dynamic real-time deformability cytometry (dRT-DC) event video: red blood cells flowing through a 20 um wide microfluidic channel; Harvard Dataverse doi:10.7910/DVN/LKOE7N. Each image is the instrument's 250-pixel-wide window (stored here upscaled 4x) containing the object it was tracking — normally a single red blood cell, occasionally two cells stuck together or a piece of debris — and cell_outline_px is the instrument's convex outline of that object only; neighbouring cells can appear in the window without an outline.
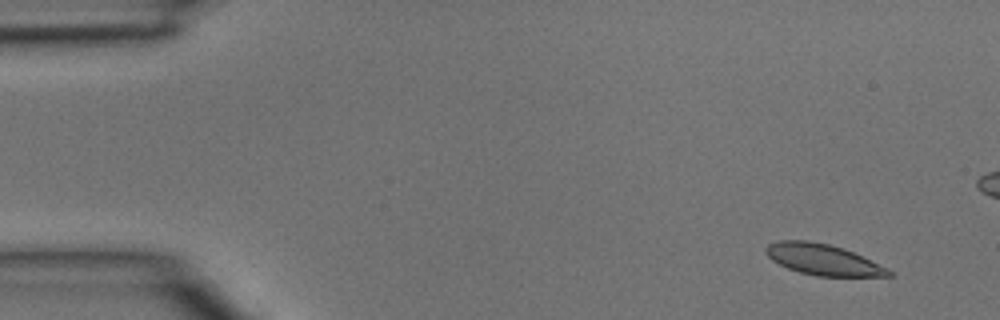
{"species": "common noctule bat (a hibernating species)", "species_latin": "Nyctalus noctula", "temperature_condition": "room temperature", "stored_images_in_passage": 4, "camera_frame_rate_fps": 3000, "um_per_image_px": 0.085, "animal": {"sex": "male", "body_mass_g": 15.6}, "frame": {"image": 1, "passage_image": 1, "time_ms": 0.0, "image_size_px": [1000, 320], "cell_outline_px": [[892, 276], [816, 276], [800, 272], [788, 268], [772, 260], [764, 252], [764, 248], [768, 244], [776, 240], [808, 240], [828, 244], [844, 248], [888, 268], [892, 272]], "centroid_in_image_um": [69.92, 22.05], "position_along_channel_um": 15.1, "area_um2": 22.14}}